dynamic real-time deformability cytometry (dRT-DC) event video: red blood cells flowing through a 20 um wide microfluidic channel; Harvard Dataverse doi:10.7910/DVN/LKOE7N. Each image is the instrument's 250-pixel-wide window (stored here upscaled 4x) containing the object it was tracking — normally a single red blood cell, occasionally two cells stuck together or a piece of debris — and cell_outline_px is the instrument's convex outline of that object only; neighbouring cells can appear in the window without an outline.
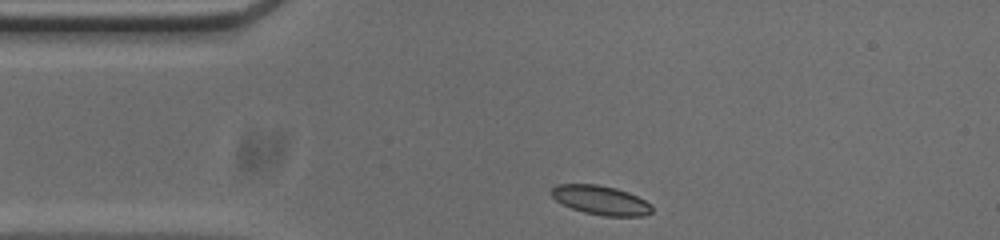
{"species": "common noctule bat (a hibernating species)", "species_latin": "Nyctalus noctula", "temperature_condition": "cold", "stored_images_in_passage": 35, "camera_frame_rate_fps": 3000, "um_per_image_px": 0.085, "animal": {"sex": "male", "body_mass_g": 20.0, "forearm_length_mm": 53.3}, "frame": {"image": 1, "passage_image": 1, "time_ms": 0.0, "image_size_px": [1000, 240], "cell_outline_px": [[652, 212], [644, 216], [604, 216], [584, 212], [572, 208], [556, 200], [548, 192], [556, 184], [596, 184], [616, 188], [628, 192], [652, 204]], "centroid_in_image_um": [51.06, 17.01], "position_along_channel_um": 33.9, "area_um2": 17.11}}
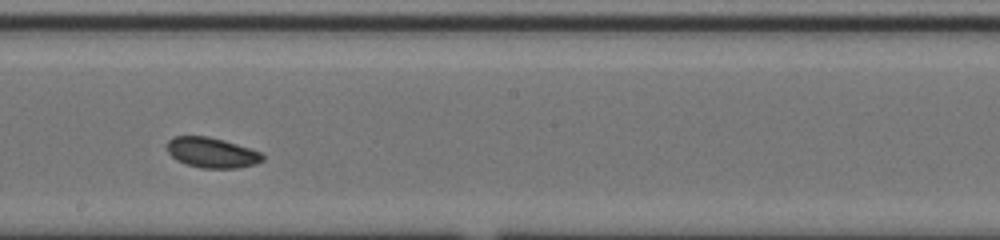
{"frame": {"image": 2, "passage_image": 19, "time_ms": 6.0, "image_size_px": [1000, 240], "cell_outline_px": [[264, 160], [256, 164], [236, 168], [200, 168], [184, 164], [176, 160], [168, 152], [168, 140], [172, 136], [208, 136], [224, 140], [260, 152], [264, 156]], "centroid_in_image_um": [17.99, 12.98], "position_along_channel_um": 230.2, "area_um2": 16.88}}
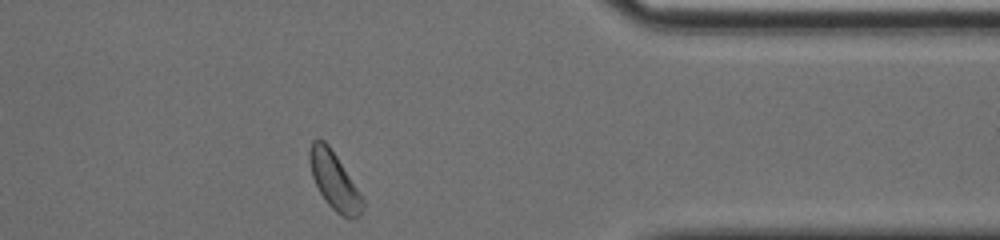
{"frame": {"image": 3, "passage_image": 33, "time_ms": 10.667, "image_size_px": [1000, 240], "cell_outline_px": [[364, 208], [360, 216], [348, 220], [340, 216], [324, 200], [312, 176], [308, 160], [308, 152], [312, 140], [324, 140], [328, 144], [336, 156], [364, 200]], "centroid_in_image_um": [28.4, 15.41], "position_along_channel_um": 383.0, "area_um2": 17.69}, "authors_computed_cell_mechanics": {"area_um2": 17.1088, "velocity_mm_per_s": 3.747, "shape_relaxation_time_tau1_ms": 2.6702, "shape_relaxation_time_tau2_ms": 6.4424, "deformation_change_tau1": 0.0848, "deformation_change_tau2": 0.0962}}